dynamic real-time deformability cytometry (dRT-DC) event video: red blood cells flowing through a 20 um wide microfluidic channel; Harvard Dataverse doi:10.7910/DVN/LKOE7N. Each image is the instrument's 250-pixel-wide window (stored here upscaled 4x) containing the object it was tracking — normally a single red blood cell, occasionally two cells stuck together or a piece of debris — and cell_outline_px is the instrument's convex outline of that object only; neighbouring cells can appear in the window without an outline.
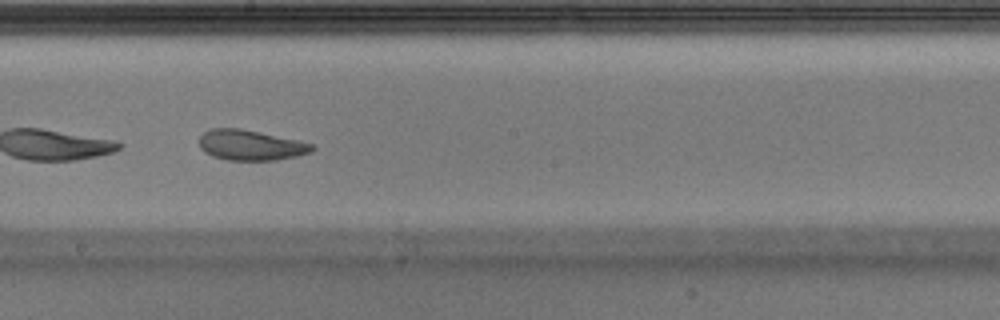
{"species": "Egyptian fruit bat (a non-hibernating species)", "species_latin": "Rousettus aegyptiacus", "temperature_condition": "warm", "stored_images_in_passage": 51, "camera_frame_rate_fps": 3000, "um_per_image_px": 0.085, "animal": {"sex": "male"}, "frame": {"image": 1, "passage_image": 30, "time_ms": 9.667, "image_size_px": [1000, 320], "cell_outline_px": [[316, 148], [312, 152], [296, 156], [276, 160], [228, 160], [212, 156], [204, 152], [200, 148], [200, 136], [204, 132], [212, 128], [240, 128], [300, 140], [312, 144]], "centroid_in_image_um": [21.32, 12.33], "position_along_channel_um": 226.9, "area_um2": 20.06}}